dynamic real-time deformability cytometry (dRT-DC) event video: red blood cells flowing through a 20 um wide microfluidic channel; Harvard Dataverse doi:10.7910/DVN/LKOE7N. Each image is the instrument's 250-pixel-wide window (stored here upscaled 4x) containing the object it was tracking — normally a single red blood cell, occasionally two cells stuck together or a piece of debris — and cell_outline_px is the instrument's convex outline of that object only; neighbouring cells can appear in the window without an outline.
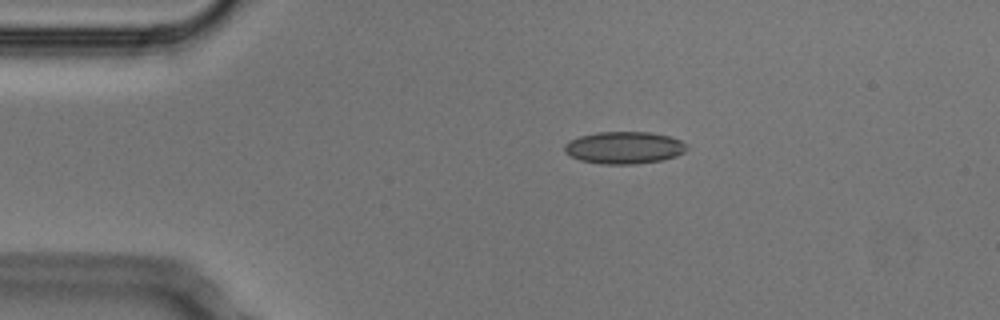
{"species": "Egyptian fruit bat (a non-hibernating species)", "species_latin": "Rousettus aegyptiacus", "temperature_condition": "cold", "stored_images_in_passage": 3, "camera_frame_rate_fps": 3000, "um_per_image_px": 0.085, "animal": {"sex": "male"}, "frame": {"image": 1, "passage_image": 2, "time_ms": 0.333, "image_size_px": [1000, 320], "cell_outline_px": [[688, 148], [684, 152], [676, 156], [660, 160], [636, 164], [604, 164], [580, 160], [564, 152], [564, 144], [568, 140], [580, 136], [596, 132], [648, 132], [668, 136], [680, 140], [688, 144]], "centroid_in_image_um": [53.04, 12.55], "position_along_channel_um": 32.0, "area_um2": 22.95}}